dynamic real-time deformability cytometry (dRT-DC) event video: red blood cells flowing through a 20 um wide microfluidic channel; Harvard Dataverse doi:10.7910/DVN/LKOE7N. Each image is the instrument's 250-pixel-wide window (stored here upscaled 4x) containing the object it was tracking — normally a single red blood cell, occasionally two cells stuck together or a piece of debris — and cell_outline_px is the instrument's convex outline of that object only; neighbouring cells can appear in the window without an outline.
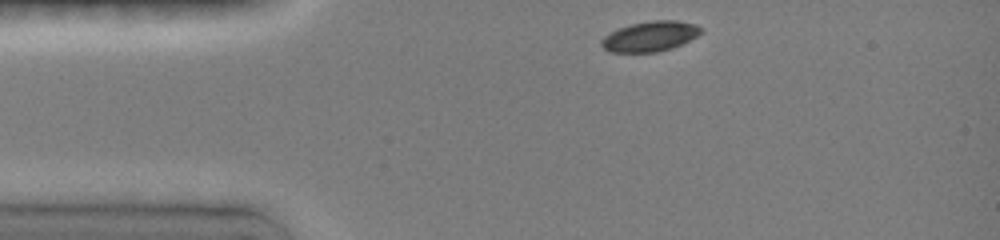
{"species": "common noctule bat (a hibernating species)", "species_latin": "Nyctalus noctula", "temperature_condition": "room temperature", "stored_images_in_passage": 35, "camera_frame_rate_fps": 3000, "um_per_image_px": 0.085, "animal": {"sex": "female", "body_mass_g": 19.0, "forearm_length_mm": 51.5}, "frame": {"image": 1, "passage_image": 1, "time_ms": 0.0, "image_size_px": [1000, 240], "cell_outline_px": [[700, 32], [696, 36], [680, 44], [656, 52], [612, 52], [604, 48], [600, 44], [600, 40], [604, 36], [620, 28], [632, 24], [652, 20], [676, 20], [696, 24], [700, 28]], "centroid_in_image_um": [55.22, 3.08], "position_along_channel_um": 29.8, "area_um2": 17.05}}
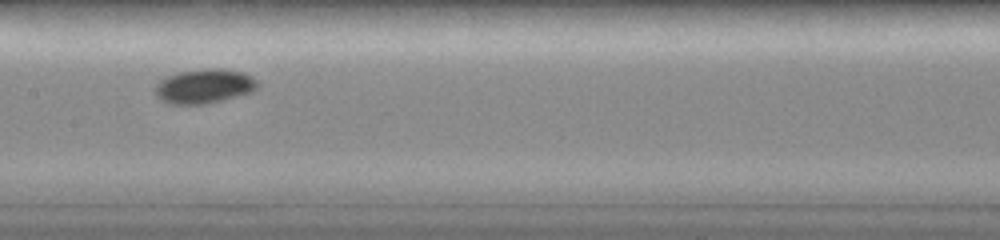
{"frame": {"image": 2, "passage_image": 16, "time_ms": 5.0, "image_size_px": [1000, 240], "cell_outline_px": [[256, 88], [248, 92], [236, 96], [204, 104], [172, 104], [156, 96], [156, 84], [160, 80], [168, 76], [180, 72], [204, 68], [228, 68], [244, 72], [252, 76], [256, 80]], "centroid_in_image_um": [17.36, 7.3], "position_along_channel_um": 190.0, "area_um2": 20.23}}
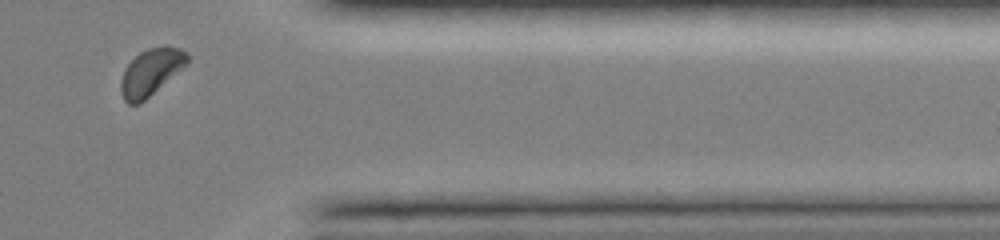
{"frame": {"image": 3, "passage_image": 32, "time_ms": 10.333, "image_size_px": [1000, 240], "cell_outline_px": [[188, 64], [140, 104], [128, 104], [124, 100], [120, 92], [120, 80], [128, 64], [140, 52], [148, 48], [164, 44], [180, 48], [188, 56]], "centroid_in_image_um": [12.83, 6.12], "position_along_channel_um": 398.6, "area_um2": 18.15}, "authors_computed_cell_mechanics": {"area_um2": 18.1492, "velocity_mm_per_s": 4.005, "shape_relaxation_time_tau1_ms": 3.5352, "shape_relaxation_time_tau2_ms": null, "deformation_change_tau1": 0.0958, "deformation_change_tau2": null}}